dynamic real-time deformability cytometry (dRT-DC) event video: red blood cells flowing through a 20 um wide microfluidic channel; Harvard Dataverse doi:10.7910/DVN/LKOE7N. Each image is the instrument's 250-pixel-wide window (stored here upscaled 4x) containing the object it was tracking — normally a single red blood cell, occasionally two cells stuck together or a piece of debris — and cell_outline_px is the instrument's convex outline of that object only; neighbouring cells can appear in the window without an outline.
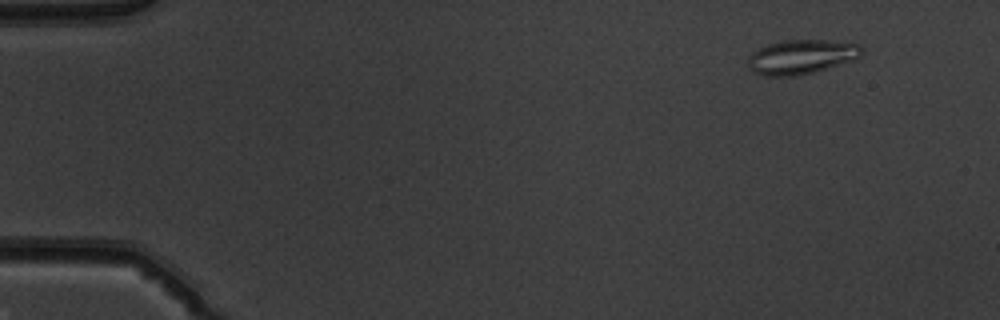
{"species": "common noctule bat (a hibernating species)", "species_latin": "Nyctalus noctula", "temperature_condition": "warm", "stored_images_in_passage": 47, "camera_frame_rate_fps": 3000, "um_per_image_px": 0.085, "animal": {"sex": "male", "body_mass_g": 19.5, "forearm_length_mm": 54.6}, "frame": {"image": 1, "passage_image": 1, "time_ms": 0.0, "image_size_px": [1000, 320], "cell_outline_px": [[864, 52], [860, 56], [852, 60], [812, 72], [796, 76], [764, 76], [752, 72], [748, 64], [748, 56], [752, 52], [768, 44], [784, 40], [852, 40], [860, 44]], "centroid_in_image_um": [68.15, 4.81], "position_along_channel_um": 16.9, "area_um2": 23.06}}
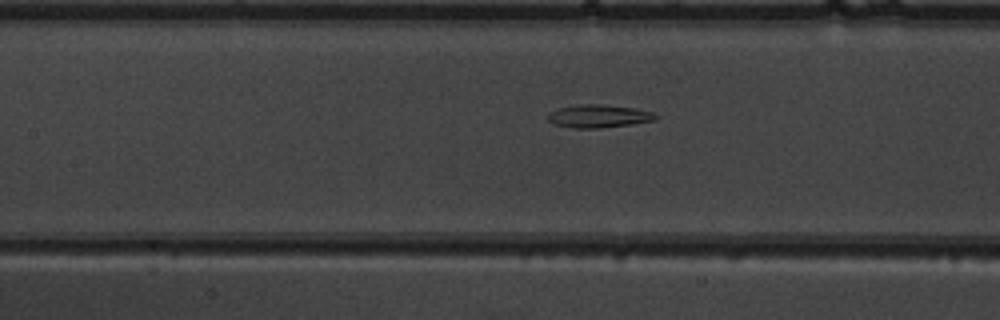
{"frame": {"image": 2, "passage_image": 20, "time_ms": 6.333, "image_size_px": [1000, 320], "cell_outline_px": [[660, 116], [656, 120], [632, 124], [600, 128], [576, 128], [556, 124], [548, 120], [548, 112], [556, 108], [580, 104], [600, 104], [636, 108], [652, 112]], "centroid_in_image_um": [50.91, 9.86], "position_along_channel_um": 156.5, "area_um2": 14.51}}
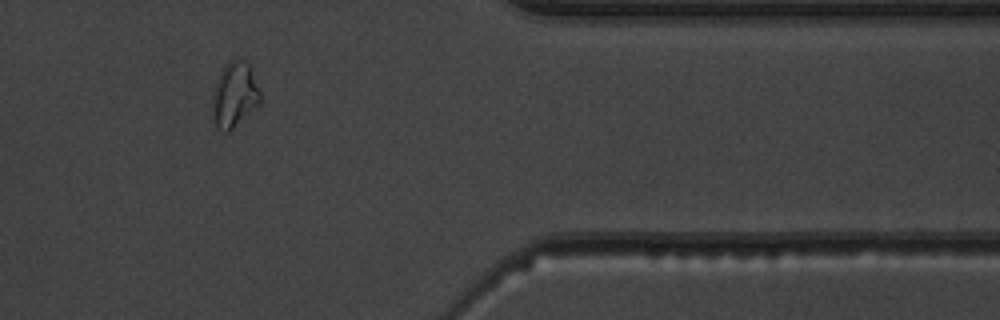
{"frame": {"image": 3, "passage_image": 39, "time_ms": 12.667, "image_size_px": [1000, 320], "cell_outline_px": [[260, 104], [228, 132], [224, 132], [216, 128], [212, 108], [212, 92], [224, 64], [232, 60], [244, 60], [248, 64], [260, 92]], "centroid_in_image_um": [19.91, 8.08], "position_along_channel_um": 391.5, "area_um2": 17.92}, "authors_computed_cell_mechanics": {"area_um2": 17.3978, "velocity_mm_per_s": 3.9998, "shape_relaxation_time_tau1_ms": null, "shape_relaxation_time_tau2_ms": 3.0481, "deformation_change_tau1": null, "deformation_change_tau2": 0.1217}}